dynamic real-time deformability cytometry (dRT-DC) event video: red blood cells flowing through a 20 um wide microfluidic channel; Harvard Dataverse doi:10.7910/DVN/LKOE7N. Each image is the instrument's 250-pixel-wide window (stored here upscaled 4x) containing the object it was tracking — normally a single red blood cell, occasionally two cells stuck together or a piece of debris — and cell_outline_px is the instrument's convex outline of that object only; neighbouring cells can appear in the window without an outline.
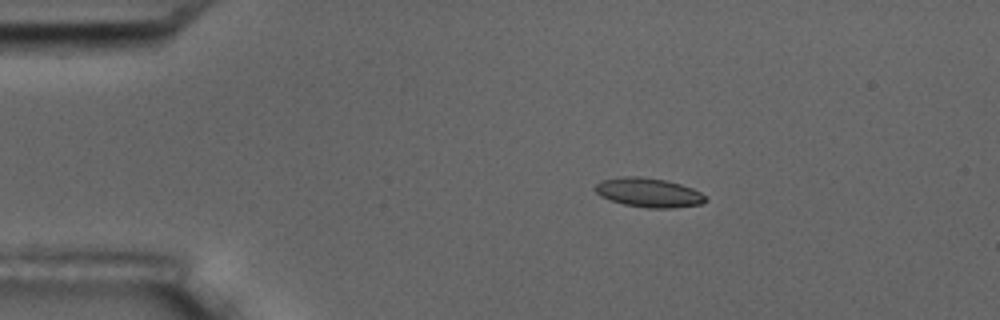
{"species": "common noctule bat (a hibernating species)", "species_latin": "Nyctalus noctula", "temperature_condition": "room temperature", "stored_images_in_passage": 3, "camera_frame_rate_fps": 3000, "um_per_image_px": 0.085, "animal": {"sex": "male", "body_mass_g": 17.5, "forearm_length_mm": 52.3}, "frame": {"image": 1, "passage_image": 2, "time_ms": 1.333, "image_size_px": [1000, 320], "cell_outline_px": [[708, 200], [700, 204], [672, 208], [648, 208], [624, 204], [600, 196], [592, 188], [600, 180], [620, 176], [640, 176], [664, 180], [680, 184], [692, 188], [700, 192]], "centroid_in_image_um": [55.09, 16.36], "position_along_channel_um": 29.9, "area_um2": 18.79}}